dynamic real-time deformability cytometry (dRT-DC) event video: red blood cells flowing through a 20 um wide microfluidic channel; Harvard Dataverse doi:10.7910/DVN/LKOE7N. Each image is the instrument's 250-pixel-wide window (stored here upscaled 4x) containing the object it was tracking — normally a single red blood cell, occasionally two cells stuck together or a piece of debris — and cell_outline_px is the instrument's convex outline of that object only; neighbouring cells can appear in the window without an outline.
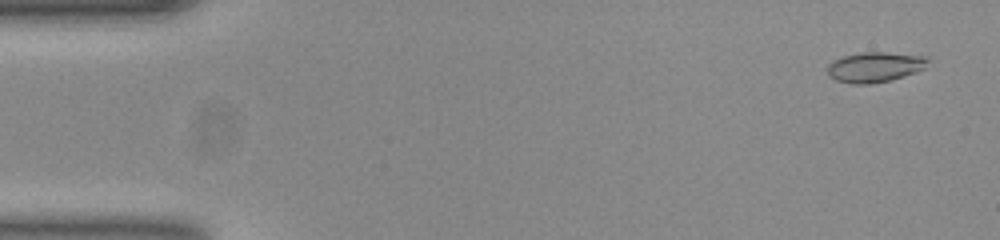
{"species": "common noctule bat (a hibernating species)", "species_latin": "Nyctalus noctula", "temperature_condition": "room temperature", "stored_images_in_passage": 53, "camera_frame_rate_fps": 3000, "um_per_image_px": 0.085, "animal": {"sex": "female", "body_mass_g": 23.0, "forearm_length_mm": 53.4}, "frame": {"image": 1, "passage_image": 3, "time_ms": 0.667, "image_size_px": [1000, 240], "cell_outline_px": [[928, 60], [924, 68], [916, 72], [888, 80], [868, 84], [852, 84], [836, 80], [828, 76], [828, 64], [832, 60], [844, 56], [864, 52], [884, 52], [928, 56]], "centroid_in_image_um": [74.34, 5.69], "position_along_channel_um": 10.7, "area_um2": 17.51}}
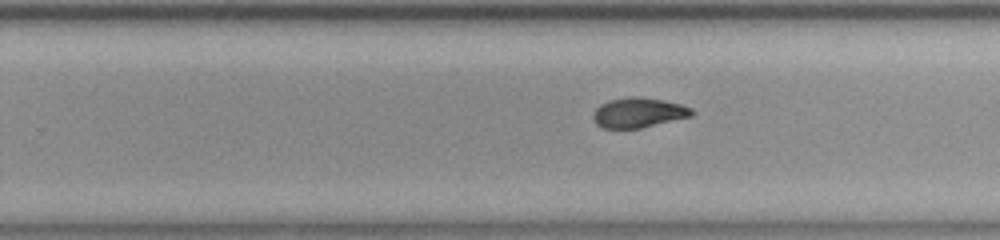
{"frame": {"image": 2, "passage_image": 33, "time_ms": 10.667, "image_size_px": [1000, 240], "cell_outline_px": [[696, 112], [692, 116], [640, 128], [604, 128], [596, 124], [592, 116], [592, 112], [600, 104], [608, 100], [632, 96], [640, 96], [664, 100], [680, 104], [692, 108]], "centroid_in_image_um": [54.27, 9.56], "position_along_channel_um": 275.5, "area_um2": 17.34}}
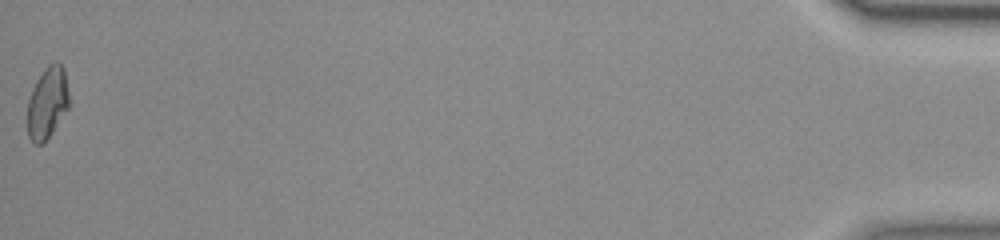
{"frame": {"image": 3, "passage_image": 53, "time_ms": 17.333, "image_size_px": [1000, 240], "cell_outline_px": [[68, 108], [44, 144], [36, 144], [28, 136], [28, 100], [32, 88], [36, 80], [44, 68], [48, 64], [56, 60], [64, 68], [68, 92]], "centroid_in_image_um": [4.02, 8.71], "position_along_channel_um": 431.2, "area_um2": 17.34}, "authors_computed_cell_mechanics": {"area_um2": 17.5712, "velocity_mm_per_s": 3.8919, "shape_relaxation_time_tau1_ms": 5.0436, "shape_relaxation_time_tau2_ms": 2.8734, "deformation_change_tau1": 0.1354, "deformation_change_tau2": 0.0719}}